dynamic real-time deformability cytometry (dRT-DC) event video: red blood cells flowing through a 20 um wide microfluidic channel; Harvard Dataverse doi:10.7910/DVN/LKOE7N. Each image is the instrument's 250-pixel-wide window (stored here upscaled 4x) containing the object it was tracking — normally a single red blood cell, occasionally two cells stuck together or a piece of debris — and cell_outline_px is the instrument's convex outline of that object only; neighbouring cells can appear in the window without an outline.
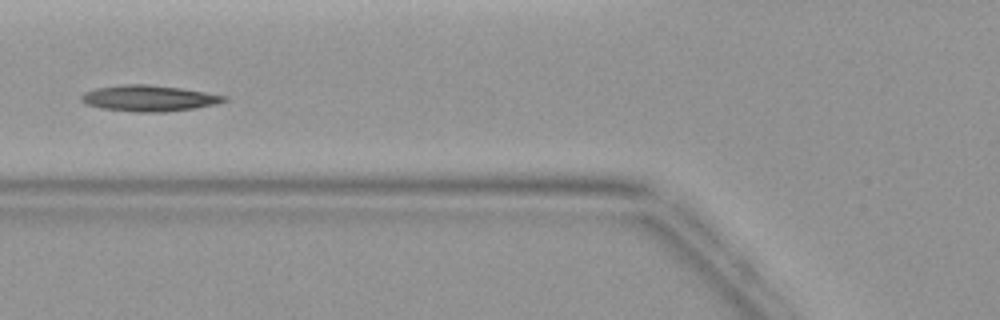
{"species": "common noctule bat (a hibernating species)", "species_latin": "Nyctalus noctula", "temperature_condition": "warm", "stored_images_in_passage": 6, "camera_frame_rate_fps": 3000, "um_per_image_px": 0.085, "animal": {"sex": "female", "body_mass_g": 19.9}, "frame": {"image": 1, "passage_image": 6, "time_ms": 5.667, "image_size_px": [1000, 320], "cell_outline_px": [[228, 100], [216, 104], [196, 108], [164, 112], [136, 112], [104, 108], [88, 104], [80, 100], [80, 96], [84, 92], [96, 88], [120, 84], [148, 84], [180, 88], [228, 96]], "centroid_in_image_um": [12.68, 8.34], "position_along_channel_um": 113.1, "area_um2": 21.62}}